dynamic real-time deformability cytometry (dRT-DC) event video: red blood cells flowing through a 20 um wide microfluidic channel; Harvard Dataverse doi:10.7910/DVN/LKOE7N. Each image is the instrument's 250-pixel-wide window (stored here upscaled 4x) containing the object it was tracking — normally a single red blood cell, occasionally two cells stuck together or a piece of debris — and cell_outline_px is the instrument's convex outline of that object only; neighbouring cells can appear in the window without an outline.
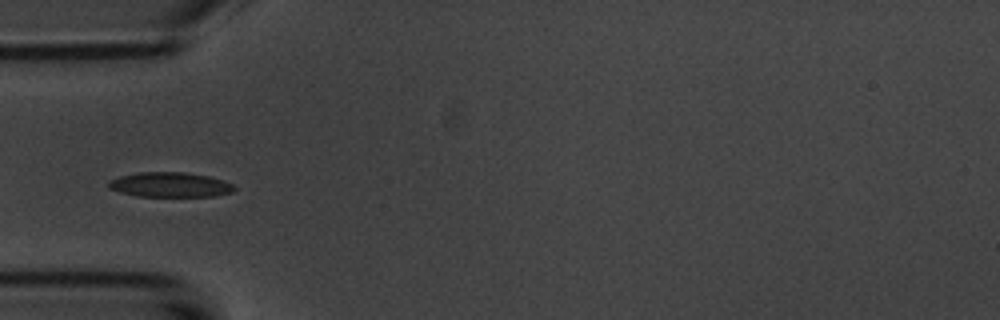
{"species": "common noctule bat (a hibernating species)", "species_latin": "Nyctalus noctula", "temperature_condition": "room temperature", "stored_images_in_passage": 7, "camera_frame_rate_fps": 3000, "um_per_image_px": 0.085, "animal": {"sex": "male", "body_mass_g": 20.1, "forearm_length_mm": 53.5}, "frame": {"image": 1, "passage_image": 5, "time_ms": 4.333, "image_size_px": [1000, 320], "cell_outline_px": [[236, 188], [232, 192], [216, 196], [136, 196], [120, 192], [108, 188], [108, 180], [120, 176], [140, 172], [184, 172], [208, 176], [232, 184]], "centroid_in_image_um": [14.42, 15.7], "position_along_channel_um": 70.6, "area_um2": 18.09}}
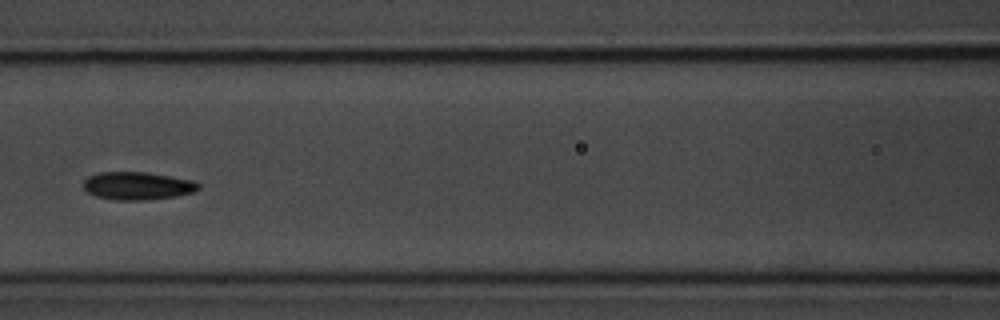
{"frame": {"image": 2, "passage_image": 7, "time_ms": 6.667, "image_size_px": [1000, 320], "cell_outline_px": [[200, 188], [196, 192], [176, 196], [148, 200], [116, 200], [96, 196], [88, 192], [84, 188], [84, 180], [88, 176], [100, 172], [148, 172], [192, 180], [200, 184]], "centroid_in_image_um": [11.72, 15.79], "position_along_channel_um": 154.9, "area_um2": 18.79}}